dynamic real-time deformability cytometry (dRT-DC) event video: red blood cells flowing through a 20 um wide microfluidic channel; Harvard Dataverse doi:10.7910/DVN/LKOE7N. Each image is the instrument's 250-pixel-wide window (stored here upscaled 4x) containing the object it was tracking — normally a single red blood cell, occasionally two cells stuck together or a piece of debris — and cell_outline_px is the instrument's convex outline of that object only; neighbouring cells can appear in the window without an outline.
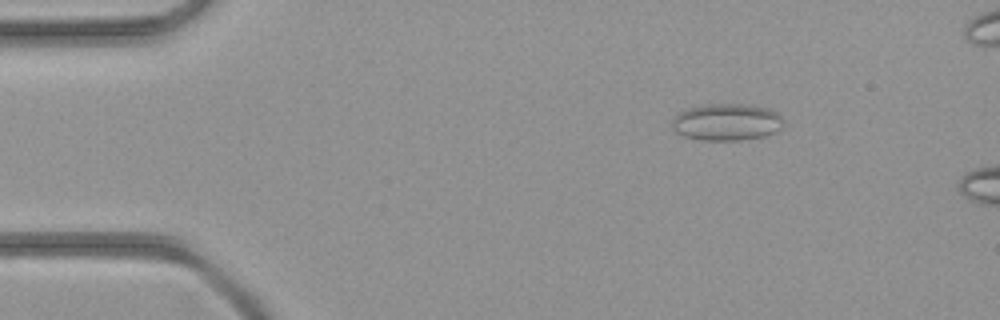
{"species": "common noctule bat (a hibernating species)", "species_latin": "Nyctalus noctula", "temperature_condition": "room temperature", "stored_images_in_passage": 42, "camera_frame_rate_fps": 3000, "um_per_image_px": 0.085, "animal": {"sex": "female", "body_mass_g": 21.9}, "frame": {"image": 1, "passage_image": 5, "time_ms": 1.333, "image_size_px": [1000, 320], "cell_outline_px": [[784, 120], [780, 128], [764, 136], [740, 140], [700, 140], [684, 136], [676, 132], [672, 128], [672, 120], [680, 112], [688, 108], [712, 104], [736, 104], [768, 108], [776, 112]], "centroid_in_image_um": [61.74, 10.39], "position_along_channel_um": 23.3, "area_um2": 23.64}}
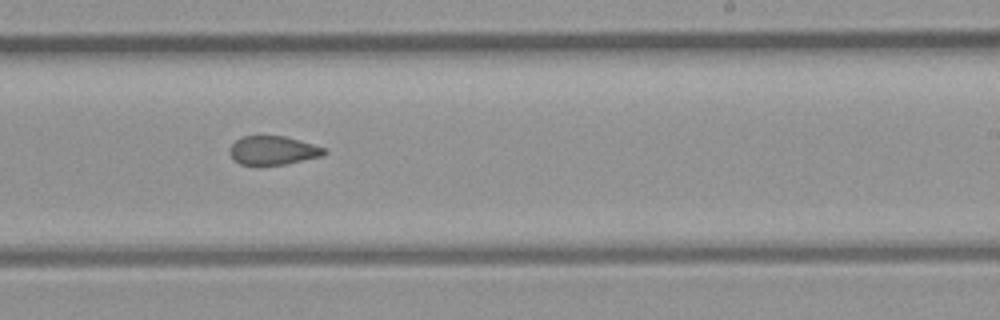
{"frame": {"image": 2, "passage_image": 25, "time_ms": 8.0, "image_size_px": [1000, 320], "cell_outline_px": [[328, 152], [324, 156], [284, 164], [240, 164], [232, 160], [228, 152], [228, 148], [240, 136], [284, 136], [300, 140], [324, 148]], "centroid_in_image_um": [23.18, 12.78], "position_along_channel_um": 265.8, "area_um2": 15.9}}
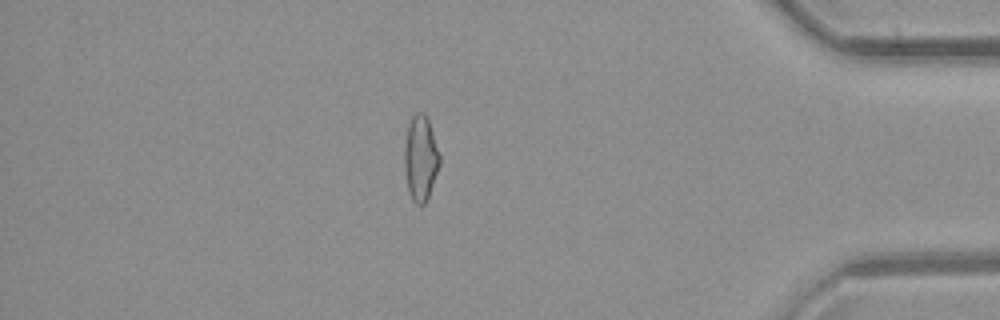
{"frame": {"image": 3, "passage_image": 36, "time_ms": 11.667, "image_size_px": [1000, 320], "cell_outline_px": [[440, 164], [428, 196], [424, 204], [416, 204], [412, 200], [408, 188], [404, 168], [404, 148], [408, 124], [412, 116], [416, 112], [424, 112], [428, 120], [440, 156]], "centroid_in_image_um": [35.73, 13.43], "position_along_channel_um": 399.5, "area_um2": 17.28}}